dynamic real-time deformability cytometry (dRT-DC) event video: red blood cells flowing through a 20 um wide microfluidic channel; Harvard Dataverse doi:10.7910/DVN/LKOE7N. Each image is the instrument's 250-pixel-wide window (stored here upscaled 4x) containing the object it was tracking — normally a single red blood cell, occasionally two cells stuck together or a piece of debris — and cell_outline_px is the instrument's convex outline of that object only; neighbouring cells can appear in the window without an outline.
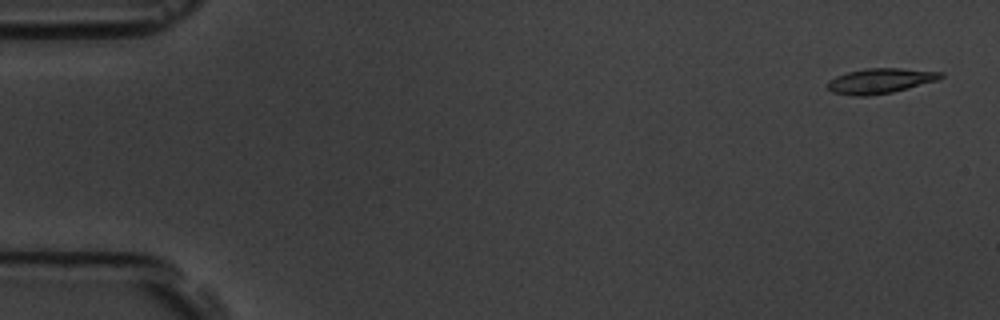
{"species": "common noctule bat (a hibernating species)", "species_latin": "Nyctalus noctula", "temperature_condition": "room temperature", "stored_images_in_passage": 5, "camera_frame_rate_fps": 3000, "um_per_image_px": 0.085, "animal": {"sex": "male", "body_mass_g": 19.5, "forearm_length_mm": 54.6}, "frame": {"image": 1, "passage_image": 1, "time_ms": 0.0, "image_size_px": [1000, 320], "cell_outline_px": [[944, 76], [936, 80], [908, 88], [892, 92], [864, 96], [852, 96], [832, 92], [828, 88], [828, 80], [836, 76], [848, 72], [864, 68], [900, 68], [944, 72]], "centroid_in_image_um": [74.8, 6.86], "position_along_channel_um": 10.2, "area_um2": 16.47}}
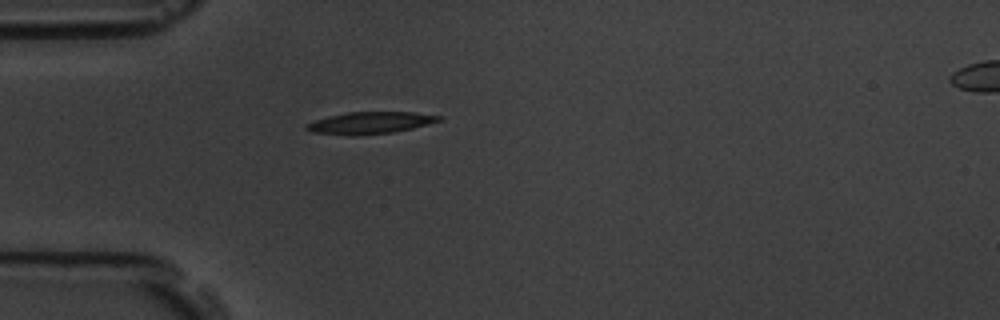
{"frame": {"image": 2, "passage_image": 5, "time_ms": 4.667, "image_size_px": [1000, 320], "cell_outline_px": [[444, 116], [440, 120], [428, 124], [412, 128], [392, 132], [356, 136], [352, 136], [312, 132], [304, 128], [304, 124], [312, 120], [328, 116], [348, 112], [416, 112]], "centroid_in_image_um": [31.41, 10.44], "position_along_channel_um": 53.6, "area_um2": 17.11}}